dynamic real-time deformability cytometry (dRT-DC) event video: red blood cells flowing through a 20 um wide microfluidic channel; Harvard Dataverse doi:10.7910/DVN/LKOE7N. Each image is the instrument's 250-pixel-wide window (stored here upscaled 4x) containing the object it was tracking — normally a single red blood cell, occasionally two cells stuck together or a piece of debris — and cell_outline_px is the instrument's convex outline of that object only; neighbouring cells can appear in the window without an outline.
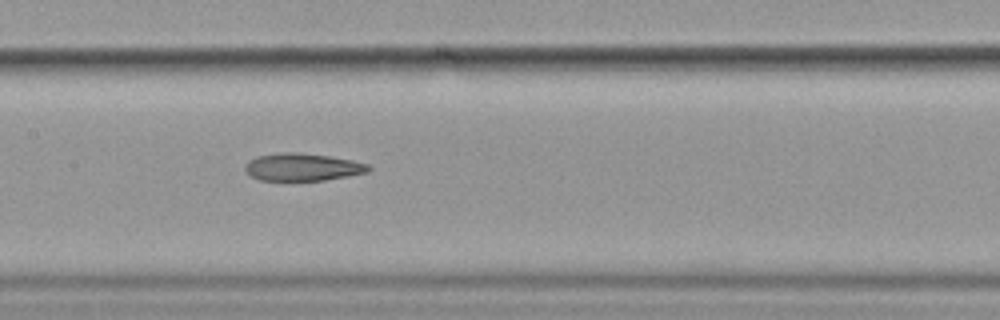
{"species": "common noctule bat (a hibernating species)", "species_latin": "Nyctalus noctula", "temperature_condition": "cold", "stored_images_in_passage": 8, "camera_frame_rate_fps": 3000, "um_per_image_px": 0.085, "animal": {"sex": "female", "body_mass_g": 19.9}, "frame": {"image": 1, "passage_image": 8, "time_ms": 9.0, "image_size_px": [1000, 320], "cell_outline_px": [[372, 168], [368, 172], [348, 176], [324, 180], [260, 180], [252, 176], [244, 168], [244, 164], [248, 160], [256, 156], [280, 152], [296, 152], [328, 156], [352, 160], [368, 164]], "centroid_in_image_um": [25.7, 14.19], "position_along_channel_um": 181.7, "area_um2": 19.77}}